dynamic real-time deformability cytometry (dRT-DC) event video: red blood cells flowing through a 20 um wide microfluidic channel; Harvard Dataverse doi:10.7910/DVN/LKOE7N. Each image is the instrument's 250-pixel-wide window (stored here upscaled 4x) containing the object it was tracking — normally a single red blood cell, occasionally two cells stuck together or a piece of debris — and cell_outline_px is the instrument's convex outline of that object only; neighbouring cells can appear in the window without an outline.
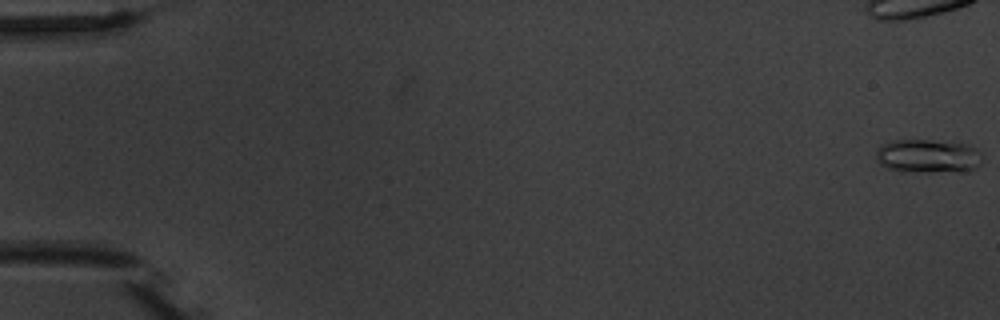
{"species": "common noctule bat (a hibernating species)", "species_latin": "Nyctalus noctula", "temperature_condition": "warm", "stored_images_in_passage": 6, "camera_frame_rate_fps": 3000, "um_per_image_px": 0.085, "animal": {"sex": "male", "body_mass_g": 20.1, "forearm_length_mm": 53.5}, "frame": {"image": 1, "passage_image": 1, "time_ms": 0.0, "image_size_px": [1000, 320], "cell_outline_px": [[980, 164], [976, 168], [960, 172], [904, 172], [888, 168], [880, 164], [876, 160], [876, 152], [880, 144], [892, 140], [928, 140], [964, 144], [976, 148], [980, 160]], "centroid_in_image_um": [78.81, 13.29], "position_along_channel_um": 6.2, "area_um2": 20.92}}